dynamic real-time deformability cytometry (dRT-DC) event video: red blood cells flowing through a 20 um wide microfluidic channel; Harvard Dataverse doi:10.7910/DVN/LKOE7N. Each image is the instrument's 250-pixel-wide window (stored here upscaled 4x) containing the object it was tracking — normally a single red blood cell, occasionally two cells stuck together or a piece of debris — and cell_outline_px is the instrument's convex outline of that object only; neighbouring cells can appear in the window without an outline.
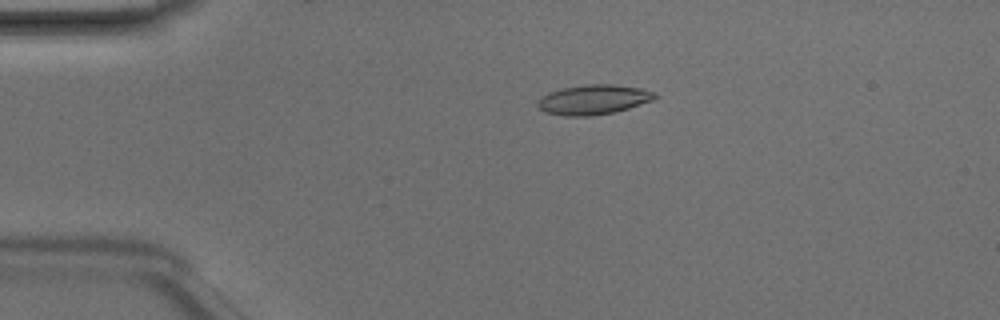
{"species": "Egyptian fruit bat (a non-hibernating species)", "species_latin": "Rousettus aegyptiacus", "temperature_condition": "room temperature", "stored_images_in_passage": 48, "camera_frame_rate_fps": 3000, "um_per_image_px": 0.085, "animal": {"sex": "male"}, "frame": {"image": 1, "passage_image": 10, "time_ms": 3.0, "image_size_px": [1000, 320], "cell_outline_px": [[660, 96], [652, 100], [616, 112], [592, 116], [564, 116], [544, 112], [536, 104], [548, 92], [564, 88], [588, 84], [612, 84], [640, 88], [656, 92]], "centroid_in_image_um": [50.48, 8.47], "position_along_channel_um": 34.5, "area_um2": 20.29}}
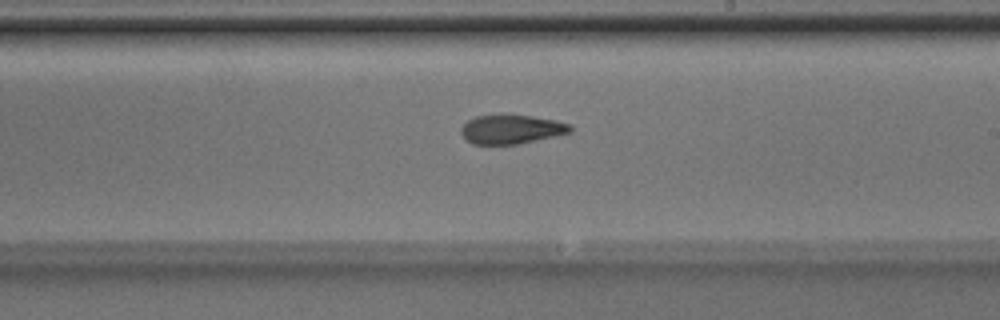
{"frame": {"image": 2, "passage_image": 28, "time_ms": 9.0, "image_size_px": [1000, 320], "cell_outline_px": [[572, 132], [520, 144], [472, 144], [460, 132], [460, 128], [468, 120], [476, 116], [504, 112], [532, 116], [556, 120], [572, 124]], "centroid_in_image_um": [43.48, 10.95], "position_along_channel_um": 245.5, "area_um2": 19.07}}
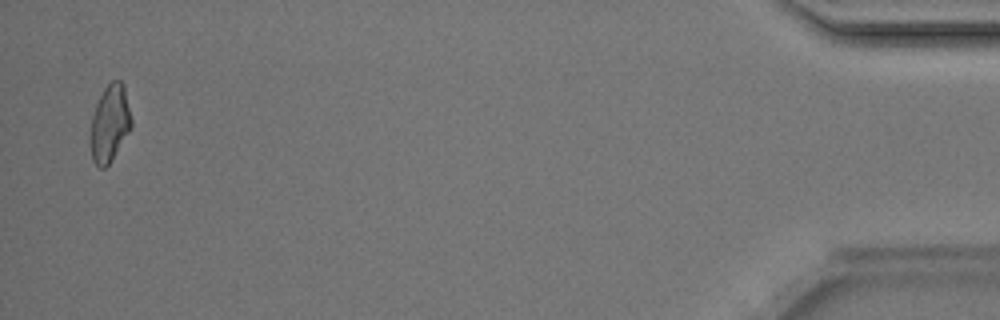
{"frame": {"image": 3, "passage_image": 47, "time_ms": 15.333, "image_size_px": [1000, 320], "cell_outline_px": [[132, 124], [112, 160], [104, 168], [100, 168], [92, 160], [88, 140], [92, 116], [96, 104], [104, 88], [112, 80], [120, 80], [124, 84], [132, 120]], "centroid_in_image_um": [9.3, 10.49], "position_along_channel_um": 425.9, "area_um2": 18.5}, "authors_computed_cell_mechanics": {"area_um2": 19.1607, "velocity_mm_per_s": 4.2209, "shape_relaxation_time_tau1_ms": 7.2839, "shape_relaxation_time_tau2_ms": 3.7975, "deformation_change_tau1": 0.18, "deformation_change_tau2": 0.1214}}